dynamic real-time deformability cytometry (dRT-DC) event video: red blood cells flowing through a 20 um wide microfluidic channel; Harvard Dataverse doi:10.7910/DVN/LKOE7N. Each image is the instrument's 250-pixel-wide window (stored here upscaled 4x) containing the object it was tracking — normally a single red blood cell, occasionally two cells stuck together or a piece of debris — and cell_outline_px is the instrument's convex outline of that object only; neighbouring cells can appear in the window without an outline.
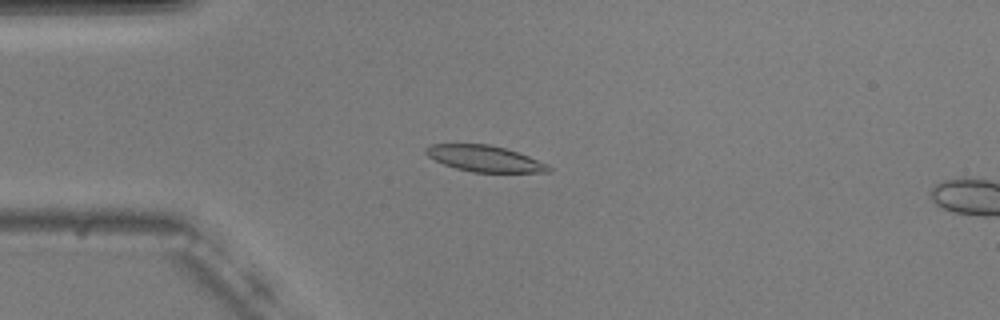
{"species": "common noctule bat (a hibernating species)", "species_latin": "Nyctalus noctula", "temperature_condition": "warm", "stored_images_in_passage": 16, "camera_frame_rate_fps": 3000, "um_per_image_px": 0.085, "animal": {"sex": "male", "body_mass_g": 20.5, "forearm_length_mm": 52.5}, "frame": {"image": 1, "passage_image": 14, "time_ms": 4.333, "image_size_px": [1000, 320], "cell_outline_px": [[552, 172], [472, 172], [456, 168], [444, 164], [428, 156], [424, 152], [424, 148], [432, 144], [488, 144], [504, 148], [528, 156], [548, 164], [552, 168]], "centroid_in_image_um": [41.2, 13.48], "position_along_channel_um": 43.8, "area_um2": 18.55}}